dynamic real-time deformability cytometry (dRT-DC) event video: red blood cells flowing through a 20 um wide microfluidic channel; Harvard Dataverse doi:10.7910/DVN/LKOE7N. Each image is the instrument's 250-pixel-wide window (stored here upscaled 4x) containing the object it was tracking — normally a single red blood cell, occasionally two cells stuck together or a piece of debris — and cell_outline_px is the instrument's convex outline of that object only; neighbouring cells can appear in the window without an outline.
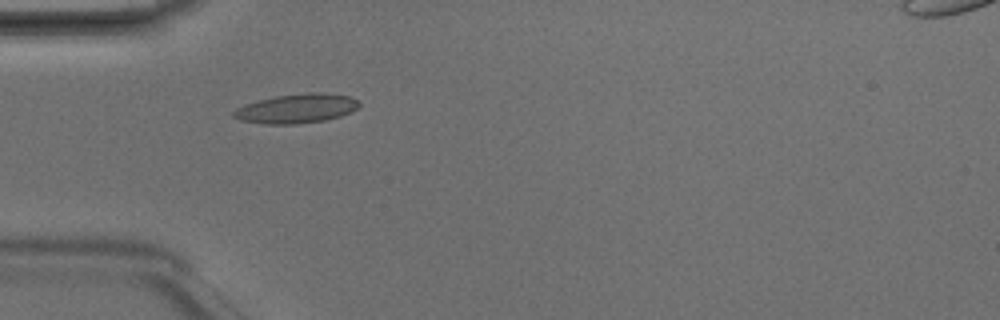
{"species": "Egyptian fruit bat (a non-hibernating species)", "species_latin": "Rousettus aegyptiacus", "temperature_condition": "room temperature", "stored_images_in_passage": 4, "camera_frame_rate_fps": 3000, "um_per_image_px": 0.085, "animal": {"sex": "male"}, "frame": {"image": 1, "passage_image": 4, "time_ms": 1.0, "image_size_px": [1000, 320], "cell_outline_px": [[360, 104], [352, 112], [340, 116], [324, 120], [296, 124], [268, 124], [240, 120], [232, 116], [232, 112], [236, 108], [244, 104], [276, 96], [308, 92], [324, 92], [352, 96]], "centroid_in_image_um": [25.21, 9.21], "position_along_channel_um": 59.8, "area_um2": 21.44}}